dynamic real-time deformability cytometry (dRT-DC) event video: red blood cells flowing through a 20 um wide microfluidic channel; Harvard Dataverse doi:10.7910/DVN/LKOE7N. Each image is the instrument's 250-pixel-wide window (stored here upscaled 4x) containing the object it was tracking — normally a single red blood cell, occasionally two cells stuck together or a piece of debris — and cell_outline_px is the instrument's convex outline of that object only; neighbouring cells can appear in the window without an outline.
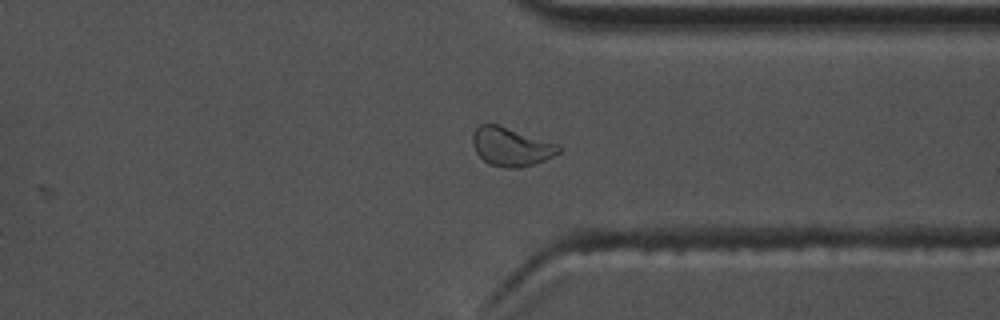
{"species": "common noctule bat (a hibernating species)", "species_latin": "Nyctalus noctula", "temperature_condition": "warm", "stored_images_in_passage": 54, "camera_frame_rate_fps": 3000, "um_per_image_px": 0.085, "animal": {"sex": "male", "body_mass_g": 17.5, "forearm_length_mm": 52.3}, "frame": {"image": 1, "passage_image": 40, "time_ms": 13.0, "image_size_px": [1000, 320], "cell_outline_px": [[564, 148], [560, 152], [536, 164], [520, 168], [508, 168], [488, 164], [476, 152], [472, 144], [472, 136], [476, 128], [480, 124], [496, 124], [560, 144]], "centroid_in_image_um": [43.47, 12.48], "position_along_channel_um": 367.9, "area_um2": 19.48}}
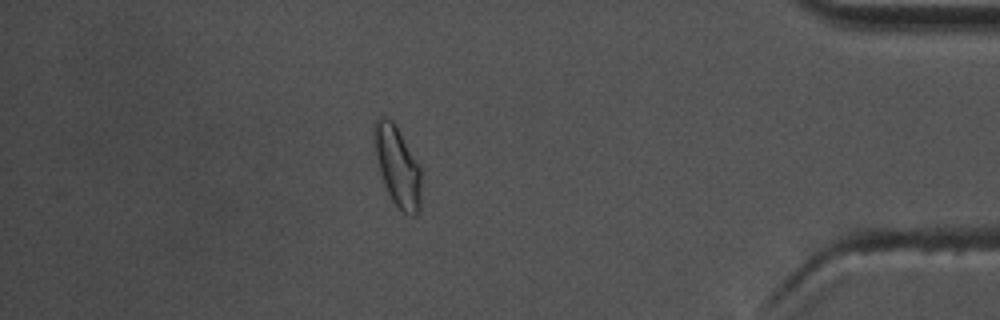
{"frame": {"image": 2, "passage_image": 46, "time_ms": 15.0, "image_size_px": [1000, 320], "cell_outline_px": [[420, 208], [416, 216], [412, 216], [404, 212], [392, 200], [384, 184], [372, 148], [372, 124], [380, 116], [384, 116], [392, 120], [396, 124], [420, 164]], "centroid_in_image_um": [33.74, 14.04], "position_along_channel_um": 401.5, "area_um2": 22.48}, "authors_computed_cell_mechanics": {"area_um2": 18.7272, "velocity_mm_per_s": 3.6612, "shape_relaxation_time_tau1_ms": 5.323, "shape_relaxation_time_tau2_ms": 2.0017, "deformation_change_tau1": 0.1343, "deformation_change_tau2": 0.0714}}